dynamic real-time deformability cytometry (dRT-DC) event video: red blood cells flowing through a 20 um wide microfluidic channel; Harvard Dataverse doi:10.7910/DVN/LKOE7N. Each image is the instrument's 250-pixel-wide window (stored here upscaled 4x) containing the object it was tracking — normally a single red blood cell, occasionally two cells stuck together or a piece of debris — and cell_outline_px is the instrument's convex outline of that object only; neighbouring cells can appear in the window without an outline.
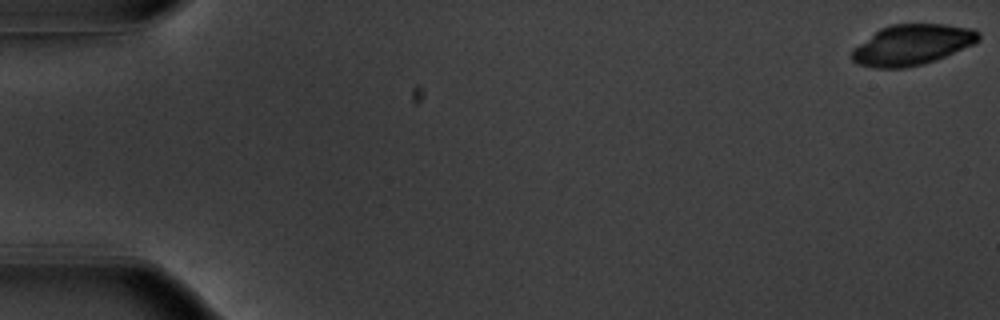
{"species": "common noctule bat (a hibernating species)", "species_latin": "Nyctalus noctula", "temperature_condition": "warm", "stored_images_in_passage": 54, "camera_frame_rate_fps": 3000, "um_per_image_px": 0.085, "animal": {"sex": "male", "body_mass_g": 20.1, "forearm_length_mm": 53.5}, "frame": {"image": 1, "passage_image": 1, "time_ms": 0.0, "image_size_px": [1000, 320], "cell_outline_px": [[980, 40], [972, 44], [936, 60], [924, 64], [904, 68], [872, 68], [856, 64], [848, 56], [852, 48], [880, 28], [892, 24], [944, 24], [972, 28], [980, 32]], "centroid_in_image_um": [77.47, 3.82], "position_along_channel_um": 7.5, "area_um2": 30.23}}